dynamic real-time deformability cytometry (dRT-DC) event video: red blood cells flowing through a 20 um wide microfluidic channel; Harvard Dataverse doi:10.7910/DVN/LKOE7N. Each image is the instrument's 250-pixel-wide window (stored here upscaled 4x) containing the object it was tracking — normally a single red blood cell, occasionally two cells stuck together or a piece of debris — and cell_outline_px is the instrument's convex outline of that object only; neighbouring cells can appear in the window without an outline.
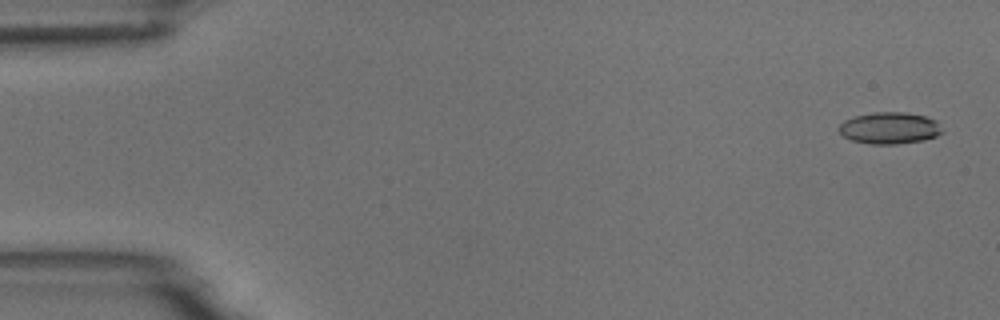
{"species": "common noctule bat (a hibernating species)", "species_latin": "Nyctalus noctula", "temperature_condition": "room temperature", "stored_images_in_passage": 6, "camera_frame_rate_fps": 3000, "um_per_image_px": 0.085, "animal": {"sex": "male", "body_mass_g": 18.8}, "frame": {"image": 1, "passage_image": 1, "time_ms": 0.0, "image_size_px": [1000, 320], "cell_outline_px": [[944, 132], [936, 136], [924, 140], [896, 144], [868, 144], [852, 140], [844, 136], [836, 128], [844, 120], [856, 116], [876, 112], [904, 112], [924, 116], [936, 120]], "centroid_in_image_um": [75.61, 10.89], "position_along_channel_um": 9.4, "area_um2": 19.07}}
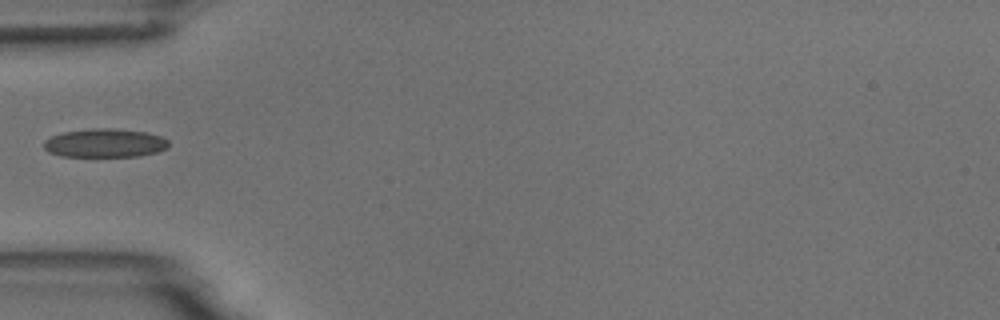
{"frame": {"image": 2, "passage_image": 5, "time_ms": 5.333, "image_size_px": [1000, 320], "cell_outline_px": [[168, 148], [160, 152], [140, 156], [60, 156], [48, 152], [44, 148], [44, 140], [52, 136], [64, 132], [92, 128], [112, 128], [144, 132], [160, 136], [168, 140]], "centroid_in_image_um": [8.93, 12.16], "position_along_channel_um": 76.1, "area_um2": 20.87}}